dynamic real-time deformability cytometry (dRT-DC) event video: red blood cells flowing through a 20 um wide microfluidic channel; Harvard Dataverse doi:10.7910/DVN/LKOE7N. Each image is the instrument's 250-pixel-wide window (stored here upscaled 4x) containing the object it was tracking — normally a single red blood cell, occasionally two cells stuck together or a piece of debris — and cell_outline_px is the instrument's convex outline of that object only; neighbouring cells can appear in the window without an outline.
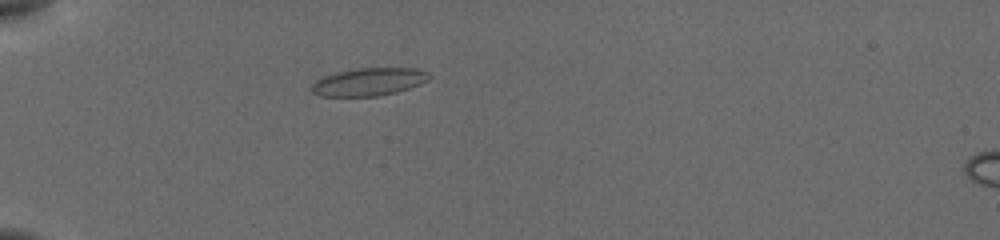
{"species": "common noctule bat (a hibernating species)", "species_latin": "Nyctalus noctula", "temperature_condition": "cold", "stored_images_in_passage": 38, "camera_frame_rate_fps": 3000, "um_per_image_px": 0.085, "animal": {"sex": "female", "body_mass_g": 19.5, "forearm_length_mm": 54.1}, "frame": {"image": 1, "passage_image": 1, "time_ms": 0.0, "image_size_px": [1000, 240], "cell_outline_px": [[432, 76], [428, 80], [420, 84], [396, 92], [376, 96], [320, 96], [312, 92], [308, 88], [316, 80], [324, 76], [336, 72], [360, 68], [416, 68], [428, 72]], "centroid_in_image_um": [31.33, 6.95], "position_along_channel_um": 53.7, "area_um2": 19.07}}
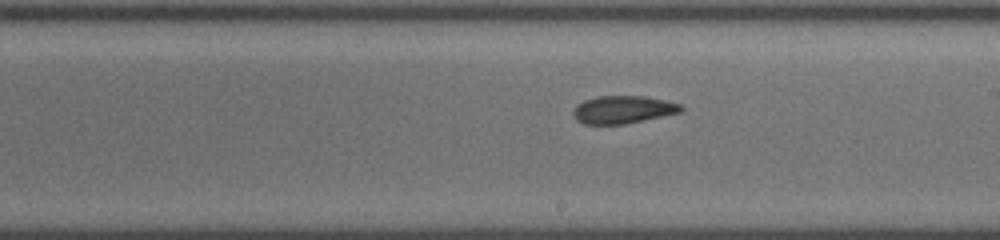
{"frame": {"image": 2, "passage_image": 17, "time_ms": 5.333, "image_size_px": [1000, 240], "cell_outline_px": [[684, 108], [680, 112], [644, 120], [624, 124], [584, 124], [576, 120], [572, 112], [576, 104], [584, 100], [596, 96], [644, 96], [668, 100], [680, 104]], "centroid_in_image_um": [52.93, 9.31], "position_along_channel_um": 236.1, "area_um2": 17.51}}
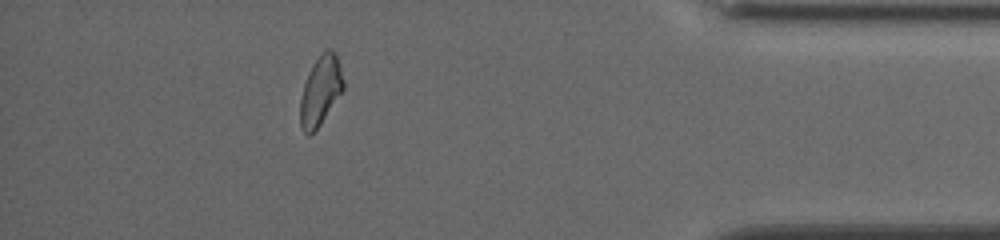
{"frame": {"image": 3, "passage_image": 33, "time_ms": 10.667, "image_size_px": [1000, 240], "cell_outline_px": [[344, 88], [320, 124], [308, 136], [300, 128], [300, 100], [304, 84], [312, 64], [324, 48], [332, 48], [336, 52], [344, 80]], "centroid_in_image_um": [27.24, 7.65], "position_along_channel_um": 408.0, "area_um2": 17.46}, "authors_computed_cell_mechanics": {"area_um2": 17.8891, "velocity_mm_per_s": 3.8658, "shape_relaxation_time_tau1_ms": null, "shape_relaxation_time_tau2_ms": 6.8597, "deformation_change_tau1": null, "deformation_change_tau2": 0.114}}